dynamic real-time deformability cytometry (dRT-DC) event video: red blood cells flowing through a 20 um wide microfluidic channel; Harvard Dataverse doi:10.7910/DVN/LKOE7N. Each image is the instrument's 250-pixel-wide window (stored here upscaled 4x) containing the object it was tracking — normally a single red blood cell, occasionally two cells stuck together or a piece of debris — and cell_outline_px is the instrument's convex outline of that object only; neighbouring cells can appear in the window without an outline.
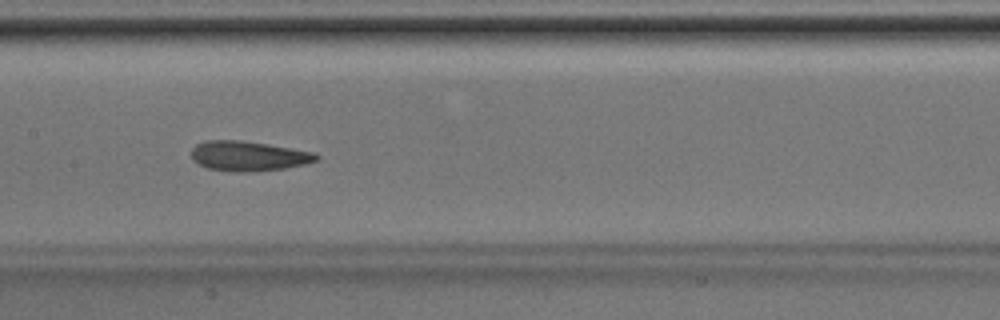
{"species": "Egyptian fruit bat (a non-hibernating species)", "species_latin": "Rousettus aegyptiacus", "temperature_condition": "room temperature", "stored_images_in_passage": 39, "camera_frame_rate_fps": 3000, "um_per_image_px": 0.085, "animal": {"sex": "male"}, "frame": {"image": 1, "passage_image": 17, "time_ms": 5.333, "image_size_px": [1000, 320], "cell_outline_px": [[320, 156], [316, 160], [304, 164], [284, 168], [248, 172], [232, 172], [208, 168], [192, 160], [192, 148], [196, 144], [204, 140], [240, 140], [268, 144], [316, 152]], "centroid_in_image_um": [21.11, 13.25], "position_along_channel_um": 186.3, "area_um2": 21.79}}